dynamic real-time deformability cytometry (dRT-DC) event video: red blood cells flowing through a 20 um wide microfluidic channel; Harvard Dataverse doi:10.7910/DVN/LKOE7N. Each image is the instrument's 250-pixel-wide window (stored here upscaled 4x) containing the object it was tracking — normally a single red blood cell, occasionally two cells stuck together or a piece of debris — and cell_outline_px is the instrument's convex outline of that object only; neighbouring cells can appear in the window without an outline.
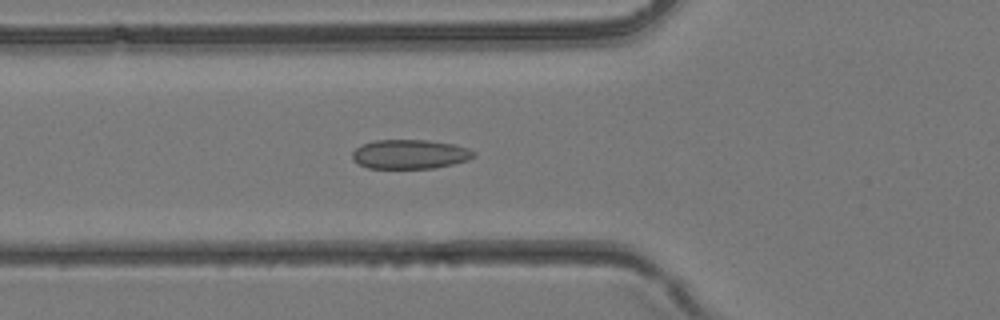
{"species": "common noctule bat (a hibernating species)", "species_latin": "Nyctalus noctula", "temperature_condition": "room temperature", "stored_images_in_passage": 28, "camera_frame_rate_fps": 3000, "um_per_image_px": 0.085, "animal": {"sex": "female", "body_mass_g": 24.6, "forearm_length_mm": 56.2}, "frame": {"image": 1, "passage_image": 8, "time_ms": 2.333, "image_size_px": [1000, 320], "cell_outline_px": [[476, 156], [468, 160], [452, 164], [432, 168], [368, 168], [352, 160], [352, 152], [356, 148], [372, 140], [428, 140], [452, 144], [468, 148], [476, 152]], "centroid_in_image_um": [34.85, 13.1], "position_along_channel_um": 91.0, "area_um2": 20.69}}
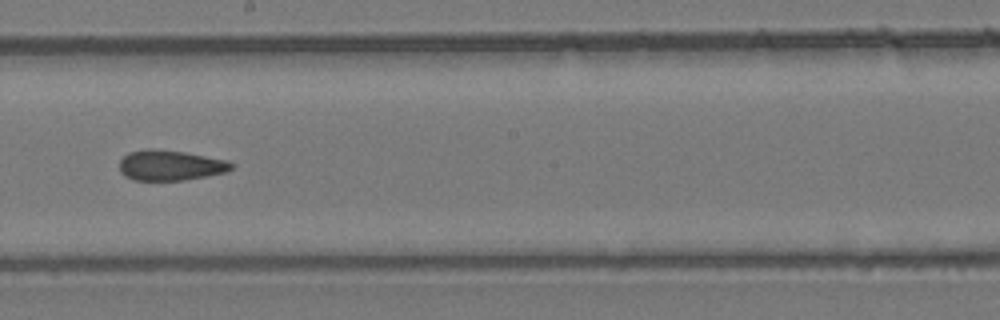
{"frame": {"image": 2, "passage_image": 16, "time_ms": 5.0, "image_size_px": [1000, 320], "cell_outline_px": [[236, 164], [228, 172], [184, 180], [136, 180], [124, 176], [120, 172], [120, 160], [128, 152], [148, 148], [152, 148], [184, 152], [228, 160]], "centroid_in_image_um": [14.5, 14.05], "position_along_channel_um": 233.7, "area_um2": 19.94}}
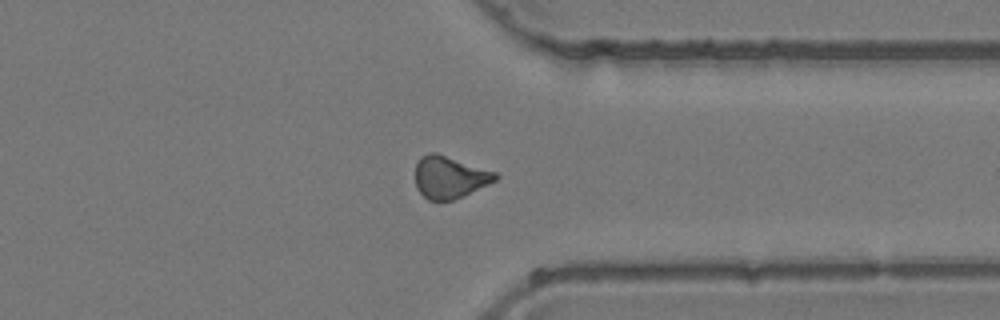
{"frame": {"image": 3, "passage_image": 24, "time_ms": 7.667, "image_size_px": [1000, 320], "cell_outline_px": [[500, 176], [496, 180], [464, 196], [452, 200], [428, 200], [416, 188], [416, 164], [420, 156], [428, 152], [436, 152], [496, 172]], "centroid_in_image_um": [38.21, 15.05], "position_along_channel_um": 373.2, "area_um2": 19.71}}